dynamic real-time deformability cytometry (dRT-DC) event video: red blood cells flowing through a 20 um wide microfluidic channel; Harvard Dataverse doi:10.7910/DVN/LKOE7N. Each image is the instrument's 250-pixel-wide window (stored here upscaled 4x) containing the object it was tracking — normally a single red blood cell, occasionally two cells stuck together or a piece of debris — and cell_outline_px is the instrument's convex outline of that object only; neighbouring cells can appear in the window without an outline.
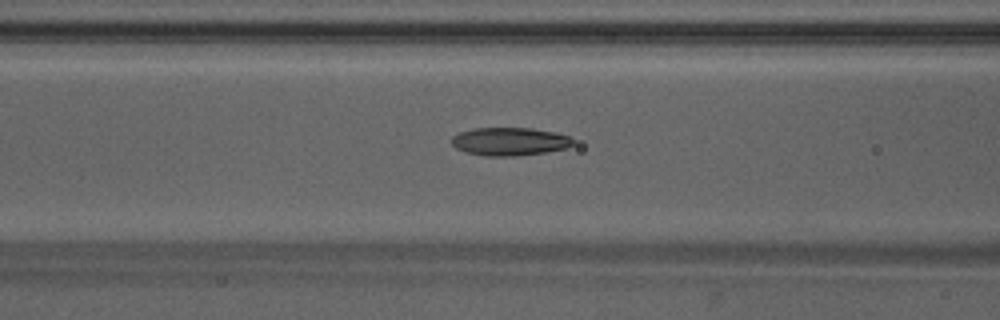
{"species": "Egyptian fruit bat (a non-hibernating species)", "species_latin": "Rousettus aegyptiacus", "temperature_condition": "warm", "stored_images_in_passage": 37, "camera_frame_rate_fps": 3000, "um_per_image_px": 0.085, "animal": {"sex": "male"}, "frame": {"image": 1, "passage_image": 9, "time_ms": 2.667, "image_size_px": [1000, 320], "cell_outline_px": [[572, 144], [568, 148], [544, 152], [516, 156], [484, 156], [464, 152], [456, 148], [452, 144], [452, 136], [460, 132], [472, 128], [532, 128], [556, 132], [568, 136], [572, 140]], "centroid_in_image_um": [43.29, 12.03], "position_along_channel_um": 123.3, "area_um2": 19.94}}
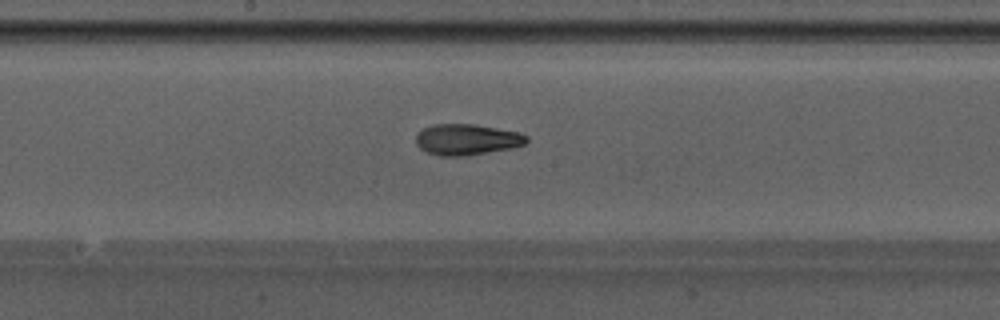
{"frame": {"image": 2, "passage_image": 15, "time_ms": 4.667, "image_size_px": [1000, 320], "cell_outline_px": [[528, 140], [524, 144], [508, 148], [468, 156], [440, 156], [428, 152], [420, 148], [416, 144], [416, 136], [424, 128], [432, 124], [476, 124], [520, 132], [528, 136]], "centroid_in_image_um": [39.68, 11.85], "position_along_channel_um": 208.5, "area_um2": 19.94}}
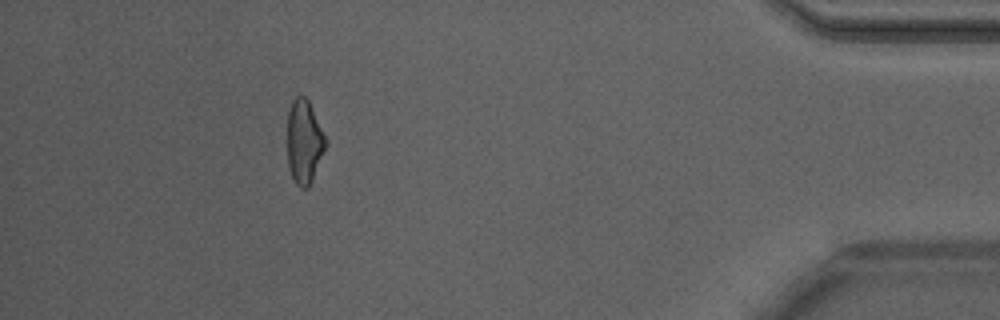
{"frame": {"image": 3, "passage_image": 33, "time_ms": 10.667, "image_size_px": [1000, 320], "cell_outline_px": [[324, 148], [312, 180], [308, 188], [300, 188], [296, 184], [288, 168], [288, 112], [292, 100], [300, 92], [308, 100], [324, 136]], "centroid_in_image_um": [25.81, 12.03], "position_along_channel_um": 409.4, "area_um2": 18.15}, "authors_computed_cell_mechanics": {"area_um2": 19.3052, "velocity_mm_per_s": 4.2698, "shape_relaxation_time_tau1_ms": null, "shape_relaxation_time_tau2_ms": 2.6538, "deformation_change_tau1": null, "deformation_change_tau2": 0.1093}}